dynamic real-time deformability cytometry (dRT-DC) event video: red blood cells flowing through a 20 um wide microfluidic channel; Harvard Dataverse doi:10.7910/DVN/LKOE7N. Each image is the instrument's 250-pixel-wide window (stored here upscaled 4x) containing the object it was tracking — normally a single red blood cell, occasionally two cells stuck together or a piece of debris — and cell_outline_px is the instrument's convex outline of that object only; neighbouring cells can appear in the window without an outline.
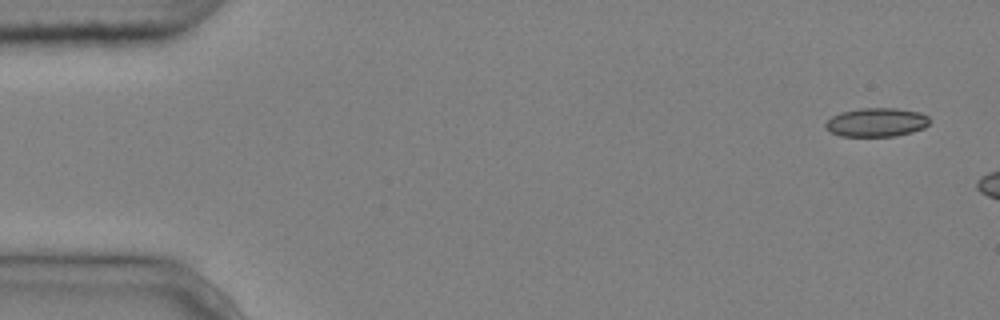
{"species": "common noctule bat (a hibernating species)", "species_latin": "Nyctalus noctula", "temperature_condition": "cold", "stored_images_in_passage": 3, "camera_frame_rate_fps": 3000, "um_per_image_px": 0.085, "animal": {"sex": "male", "body_mass_g": 20.4}, "frame": {"image": 1, "passage_image": 1, "time_ms": 0.0, "image_size_px": [1000, 320], "cell_outline_px": [[932, 120], [924, 128], [912, 132], [896, 136], [840, 136], [824, 128], [824, 124], [832, 116], [840, 112], [860, 108], [896, 108], [920, 112], [928, 116]], "centroid_in_image_um": [74.51, 10.39], "position_along_channel_um": 10.5, "area_um2": 17.63}}